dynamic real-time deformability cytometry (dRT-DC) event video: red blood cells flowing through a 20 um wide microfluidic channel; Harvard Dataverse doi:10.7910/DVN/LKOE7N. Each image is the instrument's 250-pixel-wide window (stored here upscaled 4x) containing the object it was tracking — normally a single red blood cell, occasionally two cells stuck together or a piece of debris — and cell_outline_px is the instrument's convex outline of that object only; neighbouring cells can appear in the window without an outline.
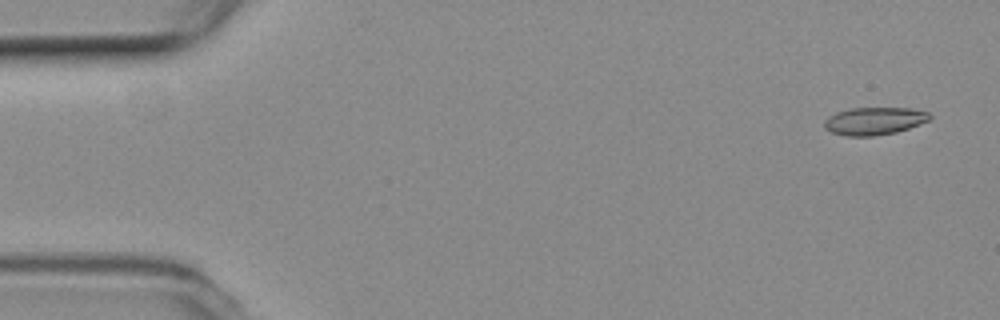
{"species": "common noctule bat (a hibernating species)", "species_latin": "Nyctalus noctula", "temperature_condition": "room temperature", "stored_images_in_passage": 19, "camera_frame_rate_fps": 3000, "um_per_image_px": 0.085, "animal": {"sex": "female", "body_mass_g": 19.3, "forearm_length_mm": 54.1}, "frame": {"image": 1, "passage_image": 1, "time_ms": 0.0, "image_size_px": [1000, 320], "cell_outline_px": [[932, 116], [928, 120], [920, 124], [896, 132], [872, 136], [848, 136], [832, 132], [824, 128], [824, 120], [828, 116], [836, 112], [852, 108], [912, 108], [928, 112]], "centroid_in_image_um": [74.3, 10.28], "position_along_channel_um": 10.7, "area_um2": 16.94}}
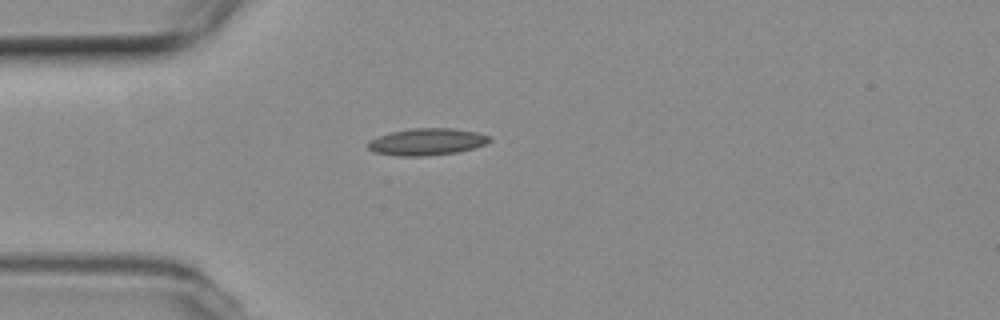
{"frame": {"image": 2, "passage_image": 13, "time_ms": 4.0, "image_size_px": [1000, 320], "cell_outline_px": [[492, 140], [488, 144], [456, 152], [420, 156], [400, 156], [372, 152], [364, 144], [368, 140], [392, 132], [412, 128], [452, 128], [476, 132], [488, 136]], "centroid_in_image_um": [36.25, 12.05], "position_along_channel_um": 48.8, "area_um2": 19.02}}
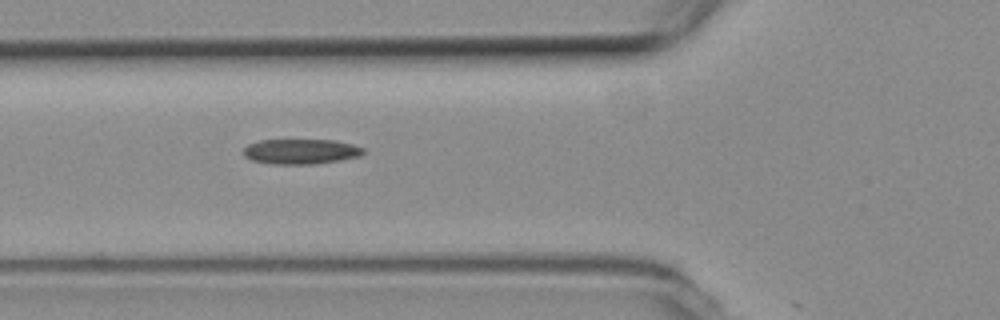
{"frame": {"image": 3, "passage_image": 18, "time_ms": 5.667, "image_size_px": [1000, 320], "cell_outline_px": [[364, 152], [360, 156], [340, 160], [316, 164], [272, 164], [252, 160], [244, 156], [244, 148], [248, 144], [260, 140], [336, 140], [352, 144], [364, 148]], "centroid_in_image_um": [25.58, 12.88], "position_along_channel_um": 100.2, "area_um2": 17.57}}